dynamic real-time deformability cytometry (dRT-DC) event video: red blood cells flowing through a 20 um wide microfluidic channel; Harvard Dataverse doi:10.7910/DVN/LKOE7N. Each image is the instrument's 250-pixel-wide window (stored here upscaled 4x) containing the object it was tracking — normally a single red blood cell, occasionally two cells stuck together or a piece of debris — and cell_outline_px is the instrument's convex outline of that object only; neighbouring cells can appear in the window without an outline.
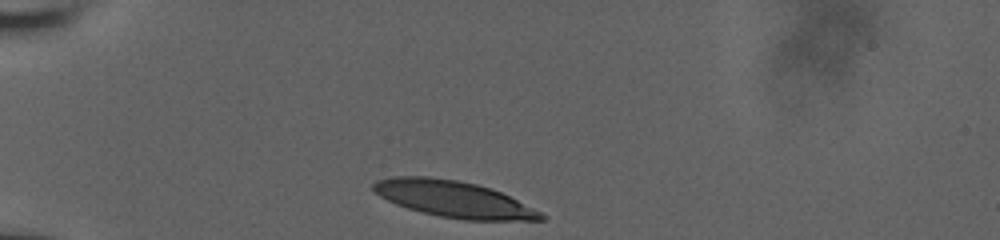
{"species": "human", "species_latin": "Homo sapiens", "temperature_condition": "room temperature", "stored_images_in_passage": 33, "camera_frame_rate_fps": 3000, "um_per_image_px": 0.085, "donor": {"sex": "male"}, "frame": {"image": 1, "passage_image": 1, "time_ms": 0.0, "image_size_px": [1000, 240], "cell_outline_px": [[548, 216], [544, 220], [464, 220], [440, 216], [408, 208], [396, 204], [372, 192], [372, 184], [376, 180], [392, 176], [428, 176], [456, 180], [476, 184], [500, 192]], "centroid_in_image_um": [38.5, 16.91], "position_along_channel_um": 46.5, "area_um2": 35.2}}
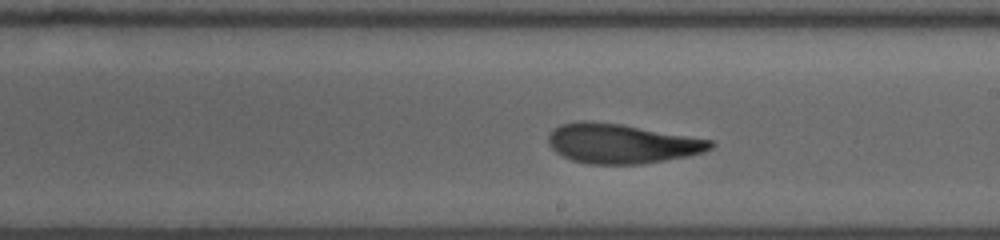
{"frame": {"image": 2, "passage_image": 19, "time_ms": 6.0, "image_size_px": [1000, 240], "cell_outline_px": [[716, 144], [712, 148], [704, 152], [688, 156], [640, 164], [588, 164], [572, 160], [556, 152], [548, 144], [548, 136], [552, 128], [560, 124], [580, 120], [584, 120], [620, 124], [712, 140]], "centroid_in_image_um": [52.81, 12.2], "position_along_channel_um": 236.2, "area_um2": 37.34}}
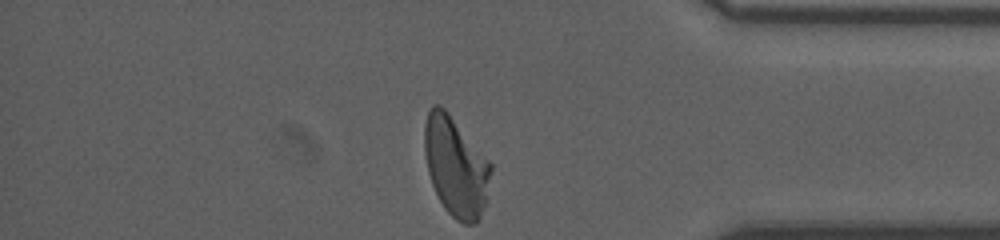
{"frame": {"image": 3, "passage_image": 33, "time_ms": 10.667, "image_size_px": [1000, 240], "cell_outline_px": [[492, 168], [484, 204], [480, 216], [476, 224], [464, 224], [456, 220], [444, 208], [432, 184], [428, 172], [424, 152], [424, 124], [428, 112], [432, 104], [440, 104], [444, 108], [492, 164]], "centroid_in_image_um": [38.71, 14.15], "position_along_channel_um": 396.5, "area_um2": 38.03}, "authors_computed_cell_mechanics": {"area_um2": 37.281, "velocity_mm_per_s": 3.817, "shape_relaxation_time_tau1_ms": 6.2147, "shape_relaxation_time_tau2_ms": 1.6425, "deformation_change_tau1": 0.2167, "deformation_change_tau2": 0.0955}}